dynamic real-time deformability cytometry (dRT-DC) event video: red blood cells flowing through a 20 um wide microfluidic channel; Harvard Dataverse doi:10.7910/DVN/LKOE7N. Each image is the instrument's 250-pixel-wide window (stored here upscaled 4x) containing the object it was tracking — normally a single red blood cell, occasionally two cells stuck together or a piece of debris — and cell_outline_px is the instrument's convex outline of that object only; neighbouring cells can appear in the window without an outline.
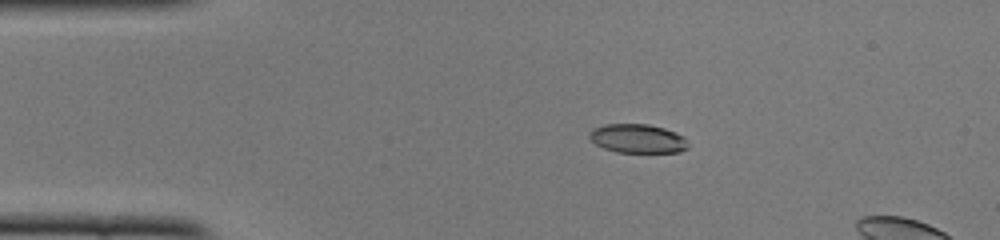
{"species": "common noctule bat (a hibernating species)", "species_latin": "Nyctalus noctula", "temperature_condition": "cold", "stored_images_in_passage": 15, "camera_frame_rate_fps": 3000, "um_per_image_px": 0.085, "animal": {"sex": "female", "body_mass_g": 22.0, "forearm_length_mm": 56.7}, "frame": {"image": 1, "passage_image": 9, "time_ms": 2.667, "image_size_px": [1000, 240], "cell_outline_px": [[688, 148], [680, 152], [616, 152], [604, 148], [596, 144], [588, 136], [588, 132], [592, 128], [604, 124], [648, 124], [664, 128], [676, 132], [684, 136], [688, 144]], "centroid_in_image_um": [54.19, 11.77], "position_along_channel_um": 30.8, "area_um2": 16.76}}